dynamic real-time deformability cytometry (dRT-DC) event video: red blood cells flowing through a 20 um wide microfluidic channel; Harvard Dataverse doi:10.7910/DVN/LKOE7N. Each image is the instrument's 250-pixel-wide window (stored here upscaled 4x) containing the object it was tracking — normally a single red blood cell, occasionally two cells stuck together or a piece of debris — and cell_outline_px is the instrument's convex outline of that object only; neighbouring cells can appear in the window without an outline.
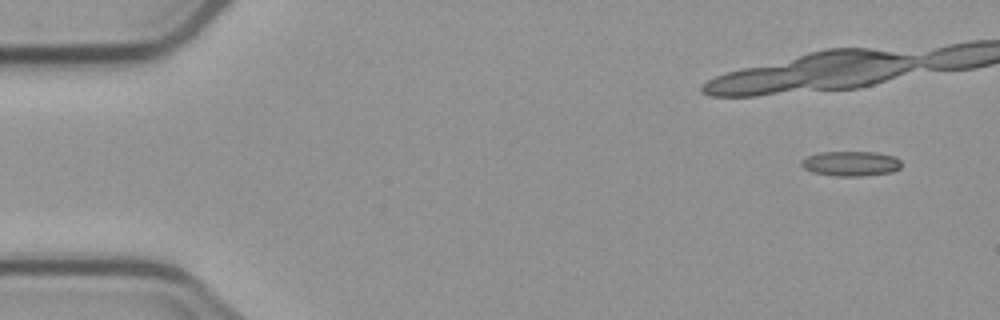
{"species": "common noctule bat (a hibernating species)", "species_latin": "Nyctalus noctula", "temperature_condition": "cold", "stored_images_in_passage": 4, "camera_frame_rate_fps": 3000, "um_per_image_px": 0.085, "animal": {"sex": "male", "body_mass_g": 23.1, "forearm_length_mm": 52.7}, "frame": {"image": 1, "passage_image": 1, "time_ms": 0.0, "image_size_px": [1000, 320], "cell_outline_px": [[900, 168], [892, 172], [860, 176], [836, 176], [812, 172], [804, 168], [800, 164], [800, 160], [808, 156], [820, 152], [876, 152], [896, 156], [900, 160]], "centroid_in_image_um": [72.32, 13.9], "position_along_channel_um": 12.7, "area_um2": 14.57}}